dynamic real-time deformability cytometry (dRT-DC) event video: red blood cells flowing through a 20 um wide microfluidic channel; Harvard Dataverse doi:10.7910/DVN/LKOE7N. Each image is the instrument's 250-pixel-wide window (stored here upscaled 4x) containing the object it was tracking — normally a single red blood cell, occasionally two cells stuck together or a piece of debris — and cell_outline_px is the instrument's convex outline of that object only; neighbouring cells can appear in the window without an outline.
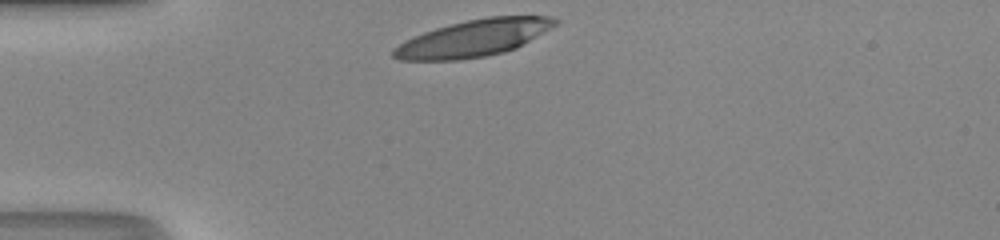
{"species": "human", "species_latin": "Homo sapiens", "temperature_condition": "room temperature", "stored_images_in_passage": 28, "camera_frame_rate_fps": 3000, "um_per_image_px": 0.085, "donor": {"sex": "male"}, "frame": {"image": 1, "passage_image": 1, "time_ms": 0.0, "image_size_px": [1000, 240], "cell_outline_px": [[560, 20], [556, 24], [516, 48], [504, 52], [484, 56], [456, 60], [400, 60], [392, 56], [392, 48], [424, 32], [436, 28], [468, 20], [488, 16], [552, 16]], "centroid_in_image_um": [40.26, 3.24], "position_along_channel_um": 44.7, "area_um2": 34.1}}
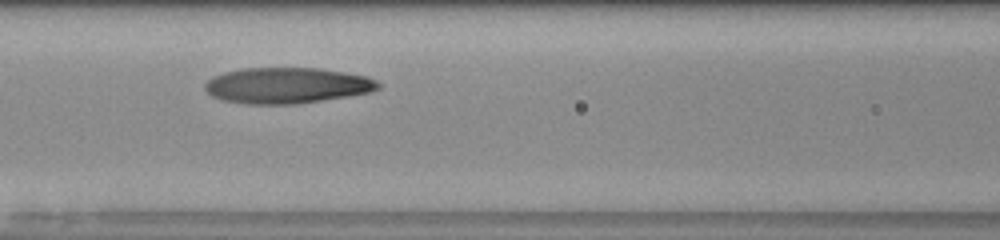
{"frame": {"image": 2, "passage_image": 10, "time_ms": 3.0, "image_size_px": [1000, 240], "cell_outline_px": [[380, 88], [368, 92], [348, 96], [300, 104], [244, 104], [220, 100], [212, 96], [204, 88], [204, 84], [212, 76], [224, 72], [244, 68], [320, 68], [368, 76], [376, 80], [380, 84]], "centroid_in_image_um": [24.37, 7.27], "position_along_channel_um": 142.2, "area_um2": 36.47}}
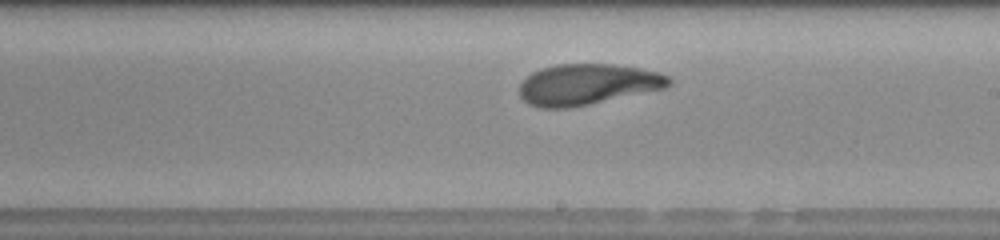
{"frame": {"image": 3, "passage_image": 17, "time_ms": 5.333, "image_size_px": [1000, 240], "cell_outline_px": [[672, 84], [664, 88], [588, 104], [568, 108], [540, 108], [528, 104], [520, 96], [520, 84], [532, 72], [540, 68], [556, 64], [612, 64], [640, 68], [656, 72], [668, 76], [672, 80]], "centroid_in_image_um": [49.9, 7.17], "position_along_channel_um": 239.1, "area_um2": 35.37}, "authors_computed_cell_mechanics": {"area_um2": 36.0094, "velocity_mm_per_s": 4.173, "shape_relaxation_time_tau1_ms": 5.1166, "shape_relaxation_time_tau2_ms": 1.2135, "deformation_change_tau1": 0.2368, "deformation_change_tau2": 0.0709}}